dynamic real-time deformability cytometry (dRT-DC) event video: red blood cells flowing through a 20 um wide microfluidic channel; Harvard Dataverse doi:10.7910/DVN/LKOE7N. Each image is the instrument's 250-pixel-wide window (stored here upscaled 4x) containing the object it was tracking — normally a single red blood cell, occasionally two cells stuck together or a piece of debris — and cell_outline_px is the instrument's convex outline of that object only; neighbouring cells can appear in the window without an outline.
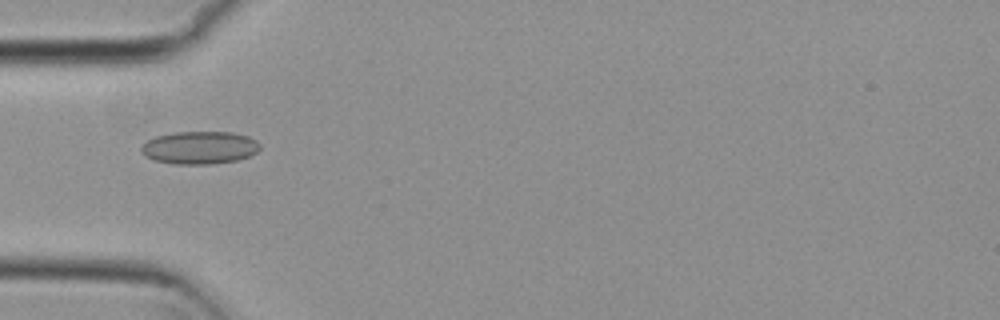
{"species": "common noctule bat (a hibernating species)", "species_latin": "Nyctalus noctula", "temperature_condition": "cold", "stored_images_in_passage": 40, "camera_frame_rate_fps": 3000, "um_per_image_px": 0.085, "animal": {"sex": "female", "body_mass_g": 29.2, "forearm_length_mm": 56.3}, "frame": {"image": 1, "passage_image": 3, "time_ms": 0.667, "image_size_px": [1000, 320], "cell_outline_px": [[260, 148], [256, 152], [248, 156], [236, 160], [208, 164], [176, 164], [156, 160], [144, 156], [140, 152], [140, 148], [148, 140], [156, 136], [176, 132], [232, 132], [248, 136], [256, 140], [260, 144]], "centroid_in_image_um": [16.96, 12.54], "position_along_channel_um": 68.0, "area_um2": 22.54}}
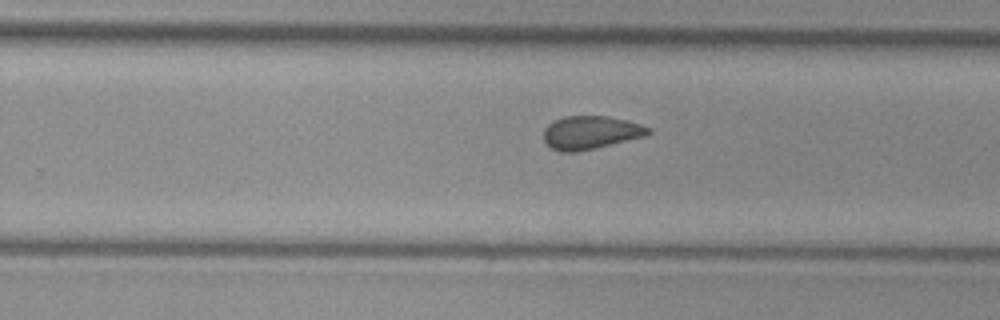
{"frame": {"image": 2, "passage_image": 20, "time_ms": 6.333, "image_size_px": [1000, 320], "cell_outline_px": [[652, 132], [644, 136], [576, 152], [560, 152], [552, 148], [544, 140], [544, 128], [548, 124], [564, 116], [608, 116], [640, 124], [652, 128]], "centroid_in_image_um": [50.19, 11.26], "position_along_channel_um": 279.6, "area_um2": 20.0}}
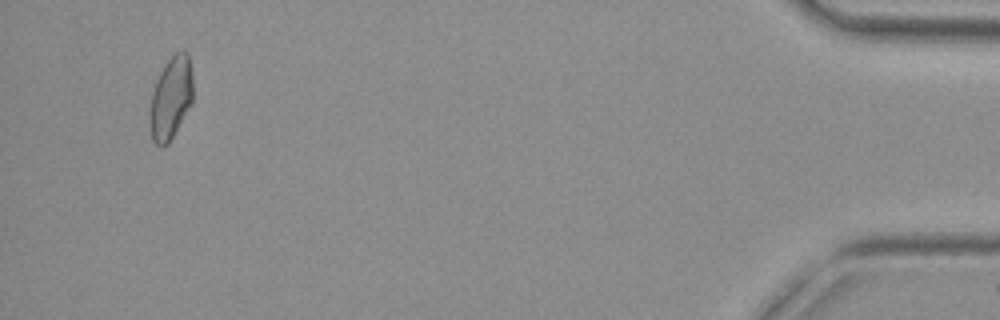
{"frame": {"image": 3, "passage_image": 38, "time_ms": 12.333, "image_size_px": [1000, 320], "cell_outline_px": [[192, 104], [168, 144], [160, 148], [152, 140], [152, 92], [156, 80], [164, 64], [176, 52], [188, 52], [192, 76]], "centroid_in_image_um": [14.56, 8.32], "position_along_channel_um": 420.6, "area_um2": 20.23}, "authors_computed_cell_mechanics": {"area_um2": 20.5768, "velocity_mm_per_s": 3.7303, "shape_relaxation_time_tau1_ms": null, "shape_relaxation_time_tau2_ms": 2.4175, "deformation_change_tau1": null, "deformation_change_tau2": 0.0718}}